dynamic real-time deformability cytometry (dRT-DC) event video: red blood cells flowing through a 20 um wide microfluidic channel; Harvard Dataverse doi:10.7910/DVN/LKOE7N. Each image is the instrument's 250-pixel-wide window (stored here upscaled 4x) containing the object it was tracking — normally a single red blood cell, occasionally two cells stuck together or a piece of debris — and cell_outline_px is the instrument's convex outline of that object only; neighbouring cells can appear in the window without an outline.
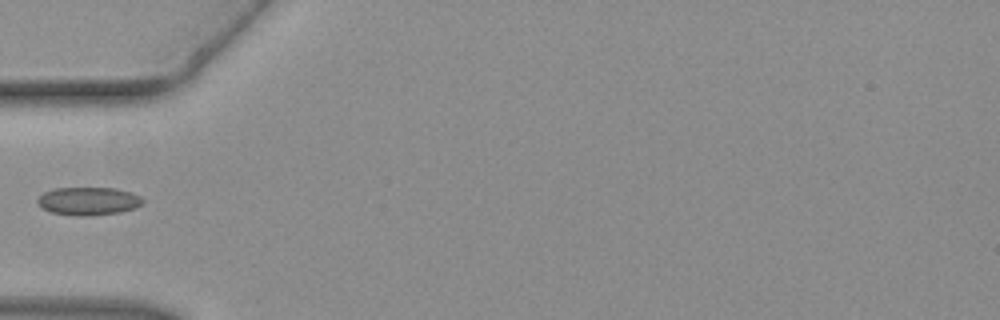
{"species": "common noctule bat (a hibernating species)", "species_latin": "Nyctalus noctula", "temperature_condition": "warm", "stored_images_in_passage": 32, "camera_frame_rate_fps": 3000, "um_per_image_px": 0.085, "animal": {"sex": "female", "body_mass_g": 19.3, "forearm_length_mm": 54.1}, "frame": {"image": 1, "passage_image": 1, "time_ms": 0.0, "image_size_px": [1000, 320], "cell_outline_px": [[144, 204], [136, 208], [120, 212], [88, 216], [72, 216], [52, 212], [40, 208], [36, 200], [44, 192], [52, 188], [116, 188], [132, 192], [140, 196], [144, 200]], "centroid_in_image_um": [7.52, 17.1], "position_along_channel_um": 77.5, "area_um2": 17.51}}
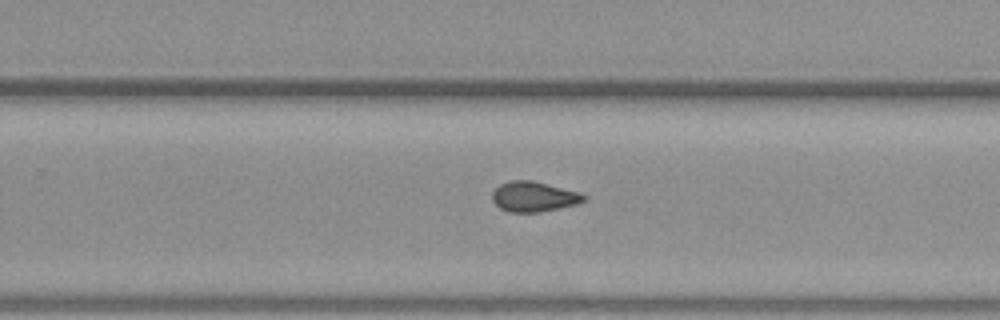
{"frame": {"image": 2, "passage_image": 15, "time_ms": 4.667, "image_size_px": [1000, 320], "cell_outline_px": [[588, 200], [576, 204], [540, 212], [508, 212], [500, 208], [492, 200], [492, 192], [500, 184], [512, 180], [532, 180], [580, 192], [588, 196]], "centroid_in_image_um": [45.4, 16.71], "position_along_channel_um": 284.4, "area_um2": 16.18}}
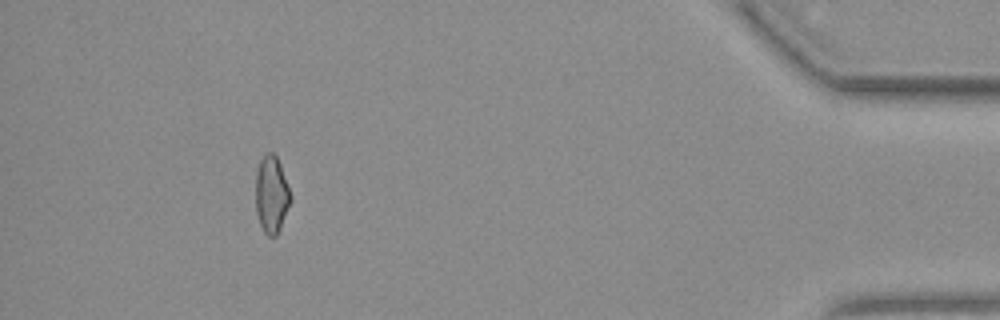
{"frame": {"image": 3, "passage_image": 28, "time_ms": 9.0, "image_size_px": [1000, 320], "cell_outline_px": [[292, 200], [280, 228], [276, 236], [268, 236], [264, 232], [260, 224], [256, 212], [256, 172], [260, 160], [268, 152], [272, 152], [276, 156], [280, 164], [292, 196]], "centroid_in_image_um": [23.08, 16.54], "position_along_channel_um": 412.1, "area_um2": 15.66}}